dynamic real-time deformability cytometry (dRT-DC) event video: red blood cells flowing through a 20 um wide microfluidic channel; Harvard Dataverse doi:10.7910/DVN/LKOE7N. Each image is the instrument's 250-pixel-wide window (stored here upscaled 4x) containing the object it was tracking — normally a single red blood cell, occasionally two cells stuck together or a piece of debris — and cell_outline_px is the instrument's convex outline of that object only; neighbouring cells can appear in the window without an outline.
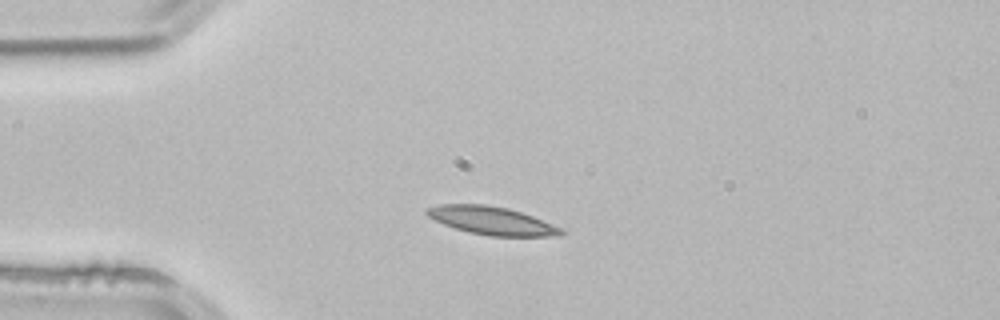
{"species": "common noctule bat (a hibernating species)", "species_latin": "Nyctalus noctula", "temperature_condition": "room temperature", "stored_images_in_passage": 1, "camera_frame_rate_fps": 3000, "um_per_image_px": 0.085, "animal": {"sex": "male", "body_mass_g": 21.5, "forearm_length_mm": 52.0}, "frame": {"image": 1, "passage_image": 1, "time_ms": 0.0, "image_size_px": [1000, 320], "cell_outline_px": [[564, 236], [488, 236], [468, 232], [444, 224], [428, 216], [424, 212], [424, 208], [440, 204], [484, 204], [508, 208], [532, 216], [560, 228], [564, 232]], "centroid_in_image_um": [41.76, 18.75], "position_along_channel_um": 43.2, "area_um2": 21.85}}